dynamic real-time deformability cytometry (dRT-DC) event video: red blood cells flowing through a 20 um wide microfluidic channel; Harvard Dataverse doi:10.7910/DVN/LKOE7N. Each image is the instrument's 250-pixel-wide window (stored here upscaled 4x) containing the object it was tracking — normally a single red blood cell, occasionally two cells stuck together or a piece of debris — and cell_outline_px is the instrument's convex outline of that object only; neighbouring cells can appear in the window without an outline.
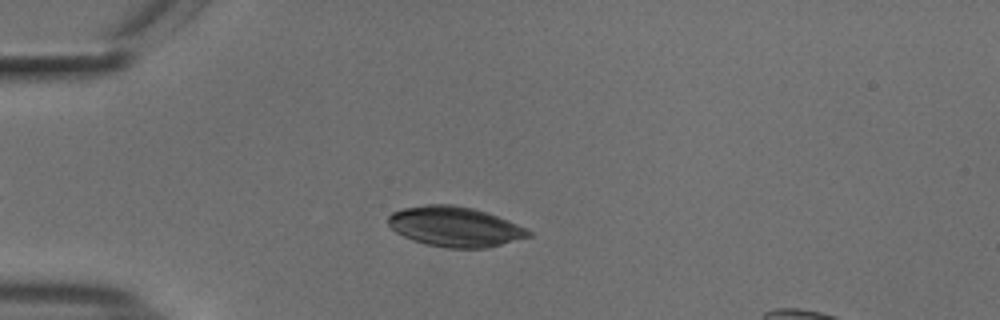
{"species": "common noctule bat (a hibernating species)", "species_latin": "Nyctalus noctula", "temperature_condition": "cold", "stored_images_in_passage": 6, "camera_frame_rate_fps": 3000, "um_per_image_px": 0.085, "animal": {"sex": "male", "body_mass_g": 18.8}, "frame": {"image": 1, "passage_image": 3, "time_ms": 0.667, "image_size_px": [1000, 320], "cell_outline_px": [[532, 236], [484, 248], [448, 248], [424, 244], [412, 240], [396, 232], [388, 224], [388, 216], [392, 212], [404, 208], [424, 204], [452, 204], [472, 208], [496, 216], [516, 224], [532, 232]], "centroid_in_image_um": [38.62, 19.26], "position_along_channel_um": 46.4, "area_um2": 32.43}}